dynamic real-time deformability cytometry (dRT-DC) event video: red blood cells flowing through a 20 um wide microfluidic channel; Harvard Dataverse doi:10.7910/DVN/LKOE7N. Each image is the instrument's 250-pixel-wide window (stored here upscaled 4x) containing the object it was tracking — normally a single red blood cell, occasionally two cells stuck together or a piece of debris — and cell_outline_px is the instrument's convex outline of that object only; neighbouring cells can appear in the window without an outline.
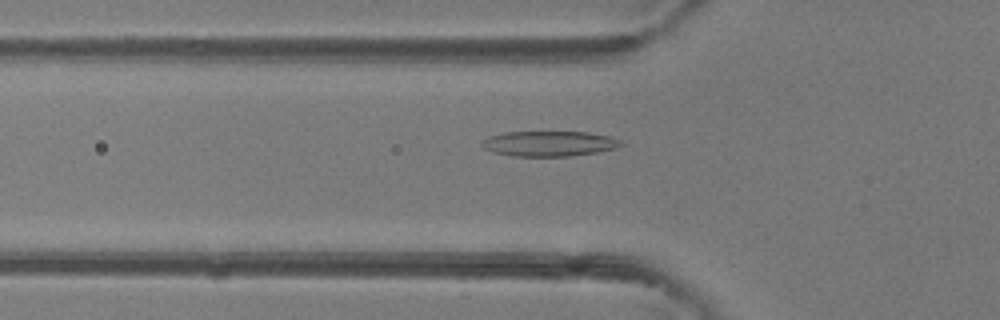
{"species": "common noctule bat (a hibernating species)", "species_latin": "Nyctalus noctula", "temperature_condition": "room temperature", "stored_images_in_passage": 42, "camera_frame_rate_fps": 3000, "um_per_image_px": 0.085, "animal": {"sex": "female"}, "frame": {"image": 1, "passage_image": 12, "time_ms": 3.667, "image_size_px": [1000, 320], "cell_outline_px": [[624, 144], [616, 148], [596, 152], [568, 156], [512, 156], [492, 152], [484, 148], [480, 144], [480, 140], [488, 136], [504, 132], [588, 132], [608, 136], [620, 140]], "centroid_in_image_um": [46.62, 12.2], "position_along_channel_um": 79.2, "area_um2": 20.52}}
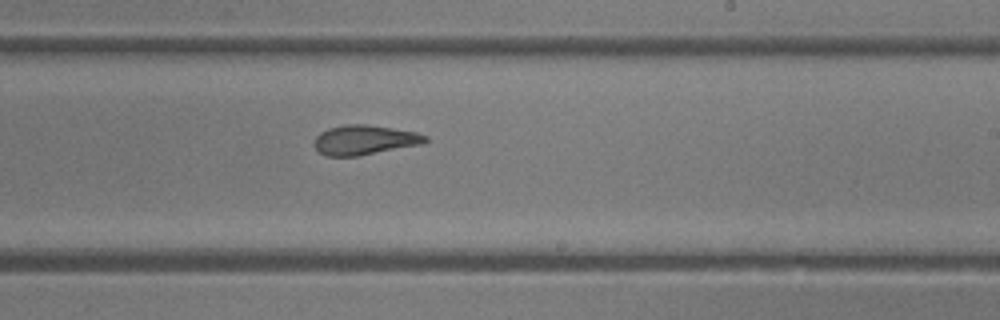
{"frame": {"image": 2, "passage_image": 24, "time_ms": 7.667, "image_size_px": [1000, 320], "cell_outline_px": [[428, 140], [424, 144], [360, 156], [328, 156], [320, 152], [312, 144], [316, 136], [320, 132], [328, 128], [344, 124], [364, 124], [392, 128], [416, 132], [428, 136]], "centroid_in_image_um": [30.99, 11.9], "position_along_channel_um": 258.0, "area_um2": 19.42}}
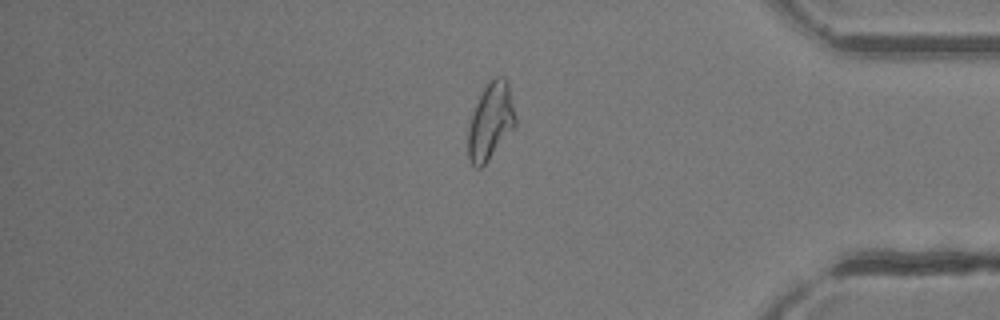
{"frame": {"image": 3, "passage_image": 35, "time_ms": 11.333, "image_size_px": [1000, 320], "cell_outline_px": [[516, 124], [488, 160], [480, 168], [476, 168], [468, 160], [468, 128], [472, 112], [484, 84], [496, 76], [504, 76], [508, 84], [516, 116]], "centroid_in_image_um": [41.68, 10.27], "position_along_channel_um": 393.5, "area_um2": 21.15}, "authors_computed_cell_mechanics": {"area_um2": 20.7791, "velocity_mm_per_s": 4.4593, "shape_relaxation_time_tau1_ms": 8.8739, "shape_relaxation_time_tau2_ms": 1.7663, "deformation_change_tau1": 0.2687, "deformation_change_tau2": 0.0915}}